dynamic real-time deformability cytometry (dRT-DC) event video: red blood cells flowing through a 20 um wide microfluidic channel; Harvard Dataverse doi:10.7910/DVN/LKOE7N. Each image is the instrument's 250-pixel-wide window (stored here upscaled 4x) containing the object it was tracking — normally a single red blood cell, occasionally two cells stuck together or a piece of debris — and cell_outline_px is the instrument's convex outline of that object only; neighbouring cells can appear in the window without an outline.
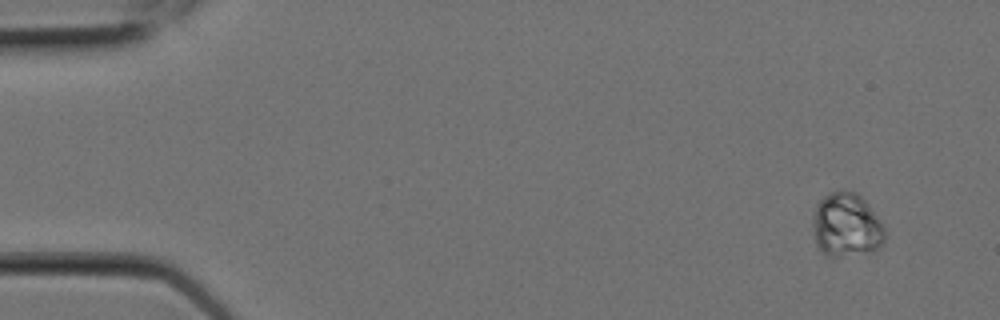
{"species": "Egyptian fruit bat (a non-hibernating species)", "species_latin": "Rousettus aegyptiacus", "temperature_condition": "room temperature", "stored_images_in_passage": 11, "camera_frame_rate_fps": 3000, "um_per_image_px": 0.085, "animal": {"sex": "female"}, "frame": {"image": 1, "passage_image": 2, "time_ms": 0.333, "image_size_px": [1000, 320], "cell_outline_px": [[884, 240], [876, 248], [836, 256], [828, 256], [816, 244], [816, 208], [820, 200], [828, 192], [856, 192], [868, 204], [880, 220], [884, 228]], "centroid_in_image_um": [71.97, 19.09], "position_along_channel_um": 13.0, "area_um2": 25.32}}
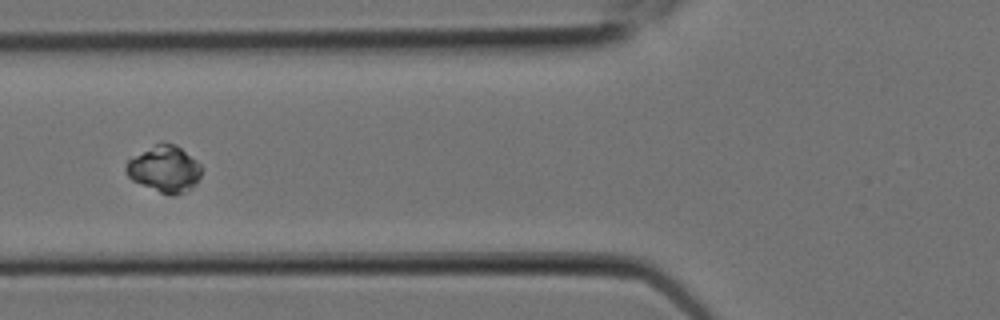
{"frame": {"image": 2, "passage_image": 8, "time_ms": 2.333, "image_size_px": [1000, 320], "cell_outline_px": [[200, 176], [196, 184], [192, 188], [184, 192], [172, 196], [160, 192], [132, 180], [128, 176], [124, 168], [128, 160], [156, 144], [176, 144], [196, 160], [200, 164]], "centroid_in_image_um": [13.99, 14.39], "position_along_channel_um": 111.8, "area_um2": 20.0}}
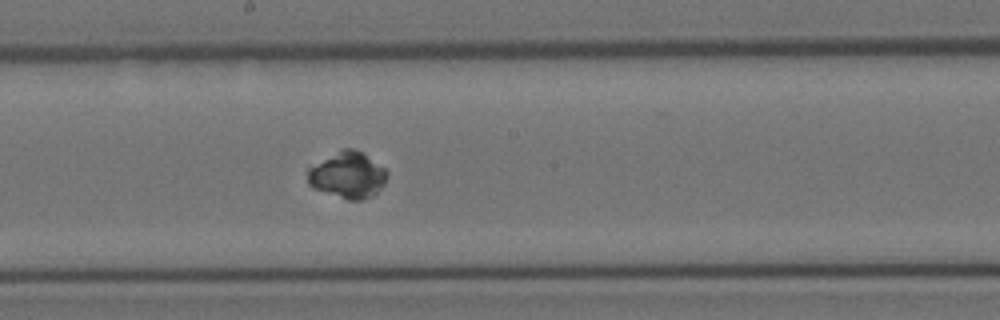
{"frame": {"image": 3, "passage_image": 11, "time_ms": 3.333, "image_size_px": [1000, 320], "cell_outline_px": [[388, 172], [384, 184], [372, 196], [360, 200], [348, 200], [312, 188], [308, 184], [308, 168], [340, 148], [352, 148], [360, 152], [384, 168]], "centroid_in_image_um": [29.52, 14.88], "position_along_channel_um": 218.7, "area_um2": 21.27}}